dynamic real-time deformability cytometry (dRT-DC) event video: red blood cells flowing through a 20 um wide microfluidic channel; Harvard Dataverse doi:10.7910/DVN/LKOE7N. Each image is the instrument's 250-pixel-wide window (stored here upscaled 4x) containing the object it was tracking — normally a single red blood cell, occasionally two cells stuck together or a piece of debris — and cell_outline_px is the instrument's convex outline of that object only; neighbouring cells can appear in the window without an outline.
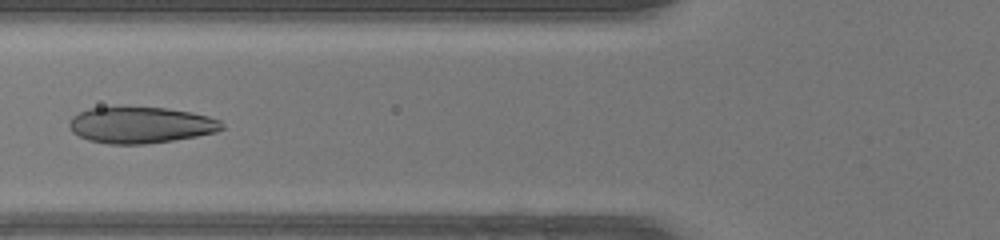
{"species": "human", "species_latin": "Homo sapiens", "temperature_condition": "warm", "stored_images_in_passage": 33, "camera_frame_rate_fps": 3000, "um_per_image_px": 0.085, "donor": {"sex": "female"}, "frame": {"image": 1, "passage_image": 6, "time_ms": 1.667, "image_size_px": [1000, 240], "cell_outline_px": [[224, 128], [216, 132], [196, 136], [172, 140], [144, 144], [108, 144], [88, 140], [72, 132], [68, 128], [68, 124], [72, 116], [88, 108], [168, 108], [208, 116], [220, 120], [224, 124]], "centroid_in_image_um": [11.94, 10.64], "position_along_channel_um": 113.9, "area_um2": 32.02}}
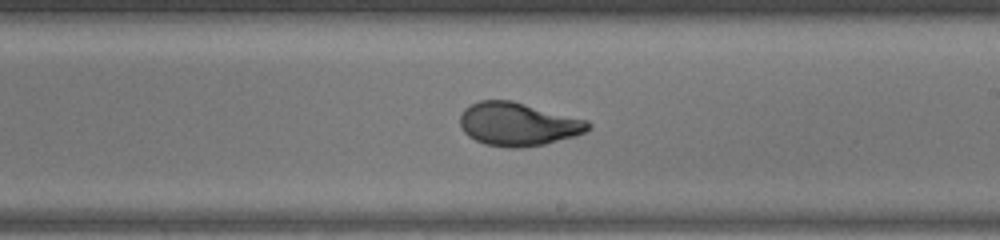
{"frame": {"image": 2, "passage_image": 15, "time_ms": 4.667, "image_size_px": [1000, 240], "cell_outline_px": [[592, 124], [584, 132], [576, 136], [544, 144], [520, 148], [508, 148], [484, 144], [468, 136], [464, 132], [460, 124], [460, 116], [464, 108], [480, 100], [512, 100], [588, 120]], "centroid_in_image_um": [44.03, 10.55], "position_along_channel_um": 245.0, "area_um2": 32.43}}
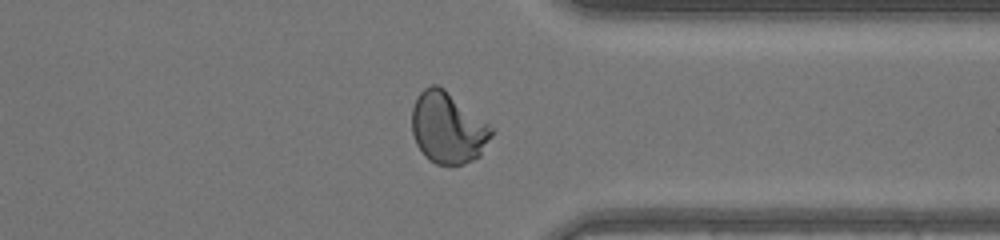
{"frame": {"image": 3, "passage_image": 24, "time_ms": 7.667, "image_size_px": [1000, 240], "cell_outline_px": [[496, 128], [492, 136], [480, 156], [464, 164], [436, 164], [428, 160], [424, 156], [416, 144], [412, 132], [412, 108], [416, 96], [424, 88], [432, 84], [436, 84], [444, 88]], "centroid_in_image_um": [38.08, 10.86], "position_along_channel_um": 373.3, "area_um2": 33.52}, "authors_computed_cell_mechanics": {"area_um2": 32.1946, "velocity_mm_per_s": 4.3925, "shape_relaxation_time_tau1_ms": 5.1255, "shape_relaxation_time_tau2_ms": null, "deformation_change_tau1": 0.2169, "deformation_change_tau2": null}}